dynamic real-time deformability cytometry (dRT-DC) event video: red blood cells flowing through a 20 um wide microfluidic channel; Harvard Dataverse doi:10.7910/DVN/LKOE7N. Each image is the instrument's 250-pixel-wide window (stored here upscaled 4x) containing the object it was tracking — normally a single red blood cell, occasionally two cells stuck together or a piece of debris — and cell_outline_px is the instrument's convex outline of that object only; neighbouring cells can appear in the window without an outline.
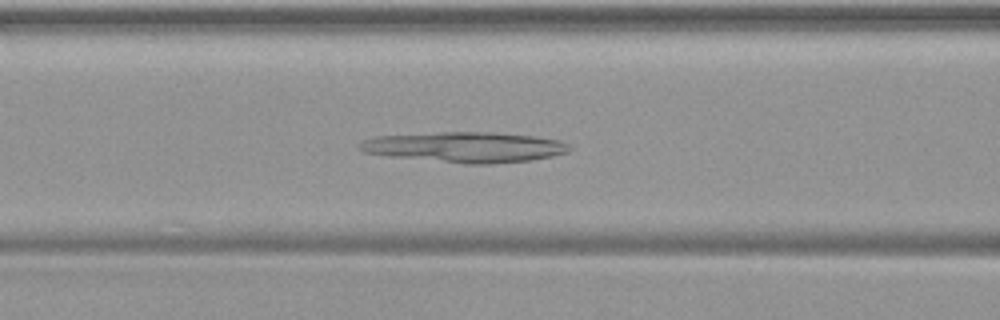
{"species": "common noctule bat (a hibernating species)", "species_latin": "Nyctalus noctula", "temperature_condition": "warm", "stored_images_in_passage": 51, "camera_frame_rate_fps": 3000, "um_per_image_px": 0.085, "animal": {"sex": "female", "body_mass_g": 19.9}, "frame": {"image": 1, "passage_image": 21, "time_ms": 6.667, "image_size_px": [1000, 320], "cell_outline_px": [[572, 148], [568, 152], [552, 156], [528, 160], [492, 164], [464, 164], [388, 156], [364, 152], [356, 144], [372, 136], [440, 132], [496, 132], [532, 136], [560, 140], [568, 144]], "centroid_in_image_um": [39.51, 12.5], "position_along_channel_um": 127.1, "area_um2": 37.34}}
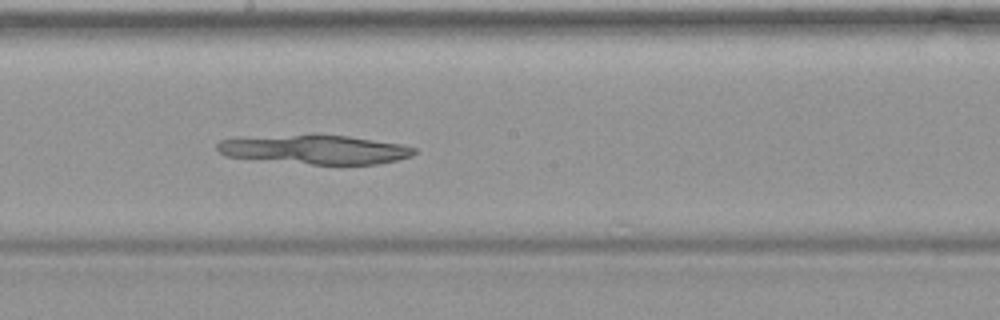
{"frame": {"image": 2, "passage_image": 28, "time_ms": 9.0, "image_size_px": [1000, 320], "cell_outline_px": [[416, 152], [412, 156], [396, 160], [376, 164], [312, 164], [224, 156], [216, 148], [216, 144], [220, 140], [236, 136], [348, 136], [404, 144], [416, 148]], "centroid_in_image_um": [26.75, 12.71], "position_along_channel_um": 221.4, "area_um2": 33.06}}
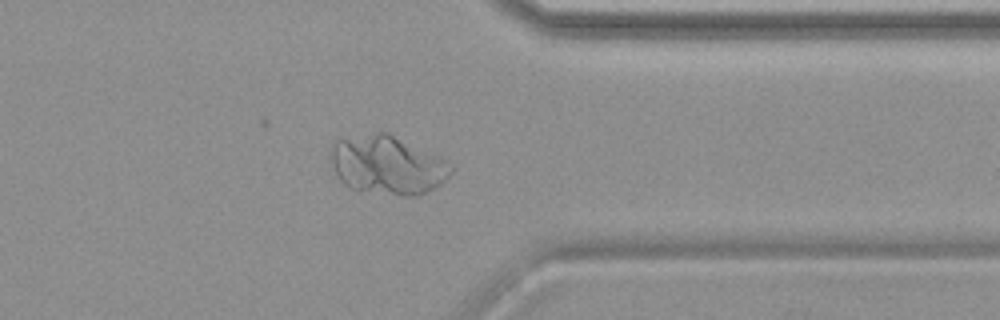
{"frame": {"image": 3, "passage_image": 40, "time_ms": 13.0, "image_size_px": [1000, 320], "cell_outline_px": [[452, 172], [436, 188], [420, 196], [404, 196], [352, 188], [344, 184], [336, 176], [328, 160], [328, 148], [336, 140], [376, 132], [388, 132], [440, 156], [448, 160], [452, 164]], "centroid_in_image_um": [32.91, 14.01], "position_along_channel_um": 378.5, "area_um2": 41.67}}